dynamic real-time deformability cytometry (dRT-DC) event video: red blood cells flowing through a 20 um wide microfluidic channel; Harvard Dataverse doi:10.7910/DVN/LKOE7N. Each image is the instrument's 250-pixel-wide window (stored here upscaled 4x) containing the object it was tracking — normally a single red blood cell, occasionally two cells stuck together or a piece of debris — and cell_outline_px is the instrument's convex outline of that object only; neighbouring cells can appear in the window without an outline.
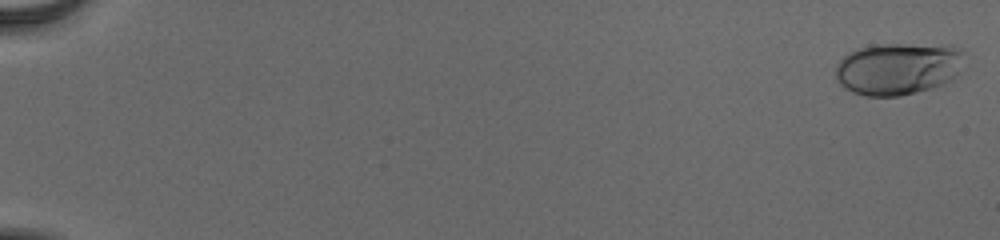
{"species": "human", "species_latin": "Homo sapiens", "temperature_condition": "cold", "stored_images_in_passage": 56, "camera_frame_rate_fps": 3000, "um_per_image_px": 0.085, "donor": {"sex": "male"}, "frame": {"image": 1, "passage_image": 2, "time_ms": 0.333, "image_size_px": [1000, 240], "cell_outline_px": [[960, 52], [956, 72], [944, 84], [916, 92], [900, 96], [864, 96], [852, 92], [844, 88], [836, 80], [836, 64], [848, 52], [856, 48], [872, 44], [952, 44], [960, 48]], "centroid_in_image_um": [76.23, 5.82], "position_along_channel_um": 8.8, "area_um2": 39.07}}
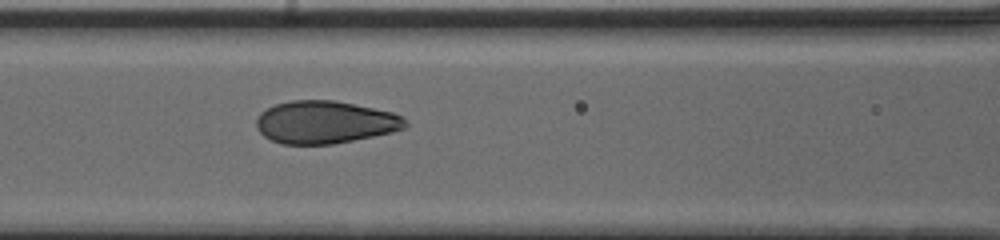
{"frame": {"image": 2, "passage_image": 28, "time_ms": 9.0, "image_size_px": [1000, 240], "cell_outline_px": [[408, 124], [404, 128], [392, 132], [332, 144], [280, 144], [264, 136], [256, 128], [256, 116], [260, 112], [276, 104], [292, 100], [336, 100], [392, 112], [404, 116]], "centroid_in_image_um": [27.61, 10.38], "position_along_channel_um": 139.0, "area_um2": 37.05}}
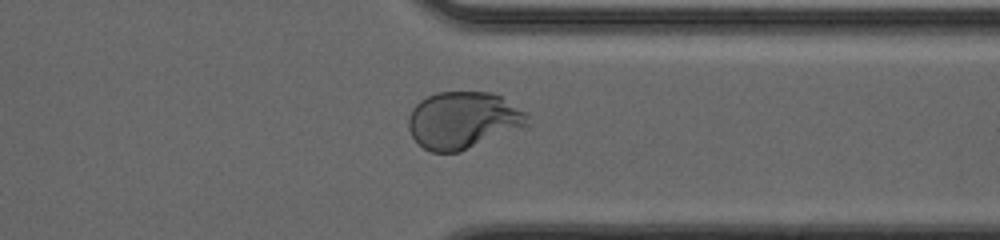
{"frame": {"image": 3, "passage_image": 46, "time_ms": 15.0, "image_size_px": [1000, 240], "cell_outline_px": [[528, 124], [460, 152], [432, 152], [424, 148], [412, 136], [408, 128], [408, 116], [412, 108], [420, 100], [436, 92], [492, 92], [500, 96], [528, 112]], "centroid_in_image_um": [39.33, 10.2], "position_along_channel_um": 372.1, "area_um2": 39.3}, "authors_computed_cell_mechanics": {"area_um2": 37.6567, "velocity_mm_per_s": 3.888, "shape_relaxation_time_tau1_ms": 4.8459, "shape_relaxation_time_tau2_ms": null, "deformation_change_tau1": 0.1995, "deformation_change_tau2": null}}